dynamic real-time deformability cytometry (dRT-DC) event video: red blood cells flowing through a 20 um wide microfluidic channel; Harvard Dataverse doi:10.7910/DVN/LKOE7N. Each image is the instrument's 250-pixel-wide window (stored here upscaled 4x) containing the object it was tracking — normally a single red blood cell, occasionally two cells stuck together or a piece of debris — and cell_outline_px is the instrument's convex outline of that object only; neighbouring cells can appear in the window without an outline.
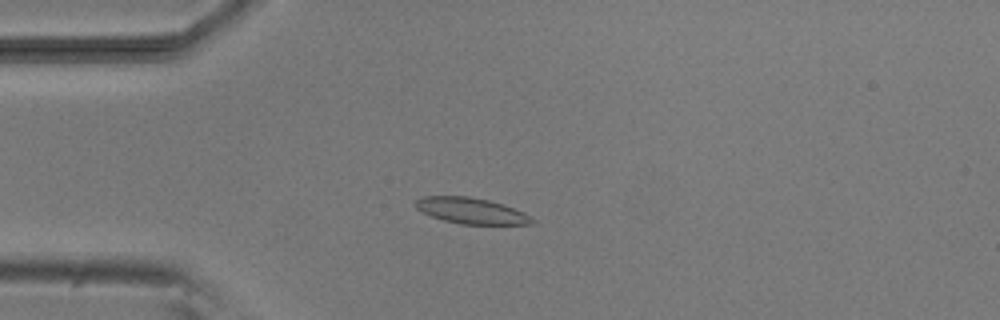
{"species": "common noctule bat (a hibernating species)", "species_latin": "Nyctalus noctula", "temperature_condition": "room temperature", "stored_images_in_passage": 5, "camera_frame_rate_fps": 3000, "um_per_image_px": 0.085, "animal": {"sex": "male", "body_mass_g": 20.5, "forearm_length_mm": 52.5}, "frame": {"image": 1, "passage_image": 3, "time_ms": 3.0, "image_size_px": [1000, 320], "cell_outline_px": [[536, 224], [460, 224], [444, 220], [432, 216], [416, 208], [412, 204], [416, 200], [424, 196], [468, 196], [488, 200], [504, 204], [524, 212], [536, 220]], "centroid_in_image_um": [40.08, 17.91], "position_along_channel_um": 44.9, "area_um2": 17.69}}
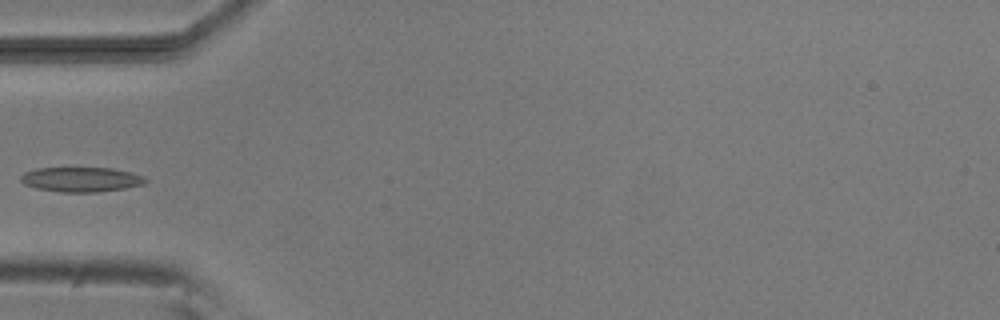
{"frame": {"image": 2, "passage_image": 4, "time_ms": 4.333, "image_size_px": [1000, 320], "cell_outline_px": [[148, 180], [144, 184], [124, 188], [96, 192], [60, 192], [36, 188], [24, 184], [20, 180], [20, 176], [24, 172], [36, 168], [112, 168], [132, 172], [144, 176]], "centroid_in_image_um": [6.89, 15.25], "position_along_channel_um": 78.1, "area_um2": 18.03}}
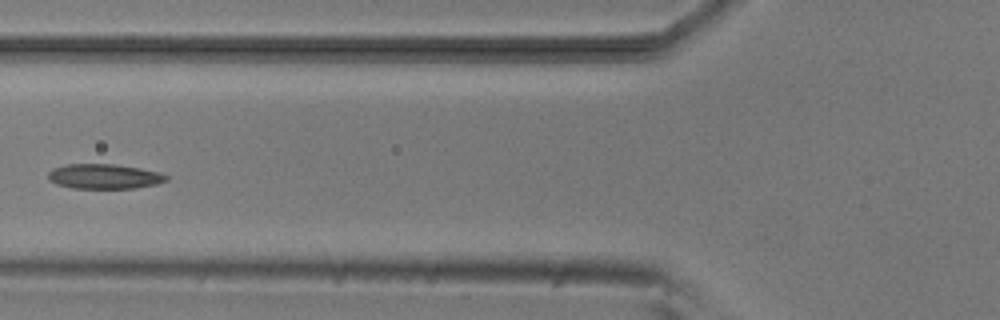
{"frame": {"image": 3, "passage_image": 5, "time_ms": 5.333, "image_size_px": [1000, 320], "cell_outline_px": [[168, 180], [156, 184], [136, 188], [72, 188], [56, 184], [48, 180], [48, 172], [52, 168], [64, 164], [112, 164], [140, 168], [160, 172], [168, 176]], "centroid_in_image_um": [8.83, 14.99], "position_along_channel_um": 117.0, "area_um2": 17.22}}